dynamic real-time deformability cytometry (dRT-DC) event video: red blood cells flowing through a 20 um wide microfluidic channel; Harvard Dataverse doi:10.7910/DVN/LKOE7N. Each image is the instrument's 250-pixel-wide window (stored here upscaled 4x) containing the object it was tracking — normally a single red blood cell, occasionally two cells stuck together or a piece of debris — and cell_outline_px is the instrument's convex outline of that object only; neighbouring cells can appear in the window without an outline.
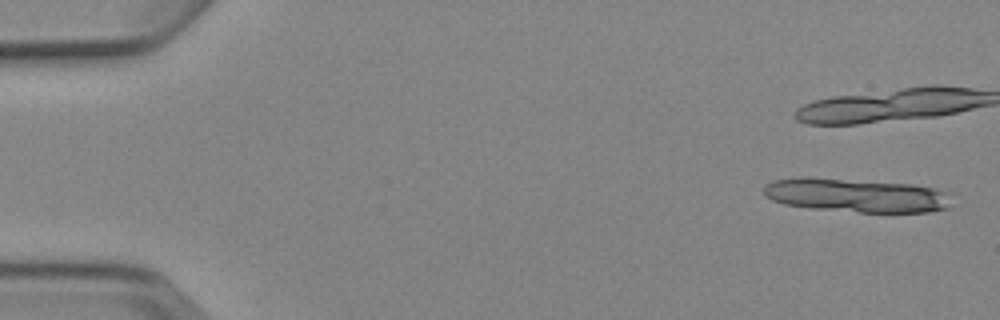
{"species": "Egyptian fruit bat (a non-hibernating species)", "species_latin": "Rousettus aegyptiacus", "temperature_condition": "cold", "stored_images_in_passage": 5, "camera_frame_rate_fps": 3000, "um_per_image_px": 0.085, "animal": {"sex": "female"}, "frame": {"image": 1, "passage_image": 1, "time_ms": 0.0, "image_size_px": [1000, 320], "cell_outline_px": [[948, 208], [928, 212], [860, 212], [812, 208], [784, 204], [772, 200], [764, 196], [764, 184], [772, 180], [804, 176], [808, 176], [912, 184], [936, 188], [944, 192]], "centroid_in_image_um": [72.66, 16.58], "position_along_channel_um": 12.3, "area_um2": 36.93}}
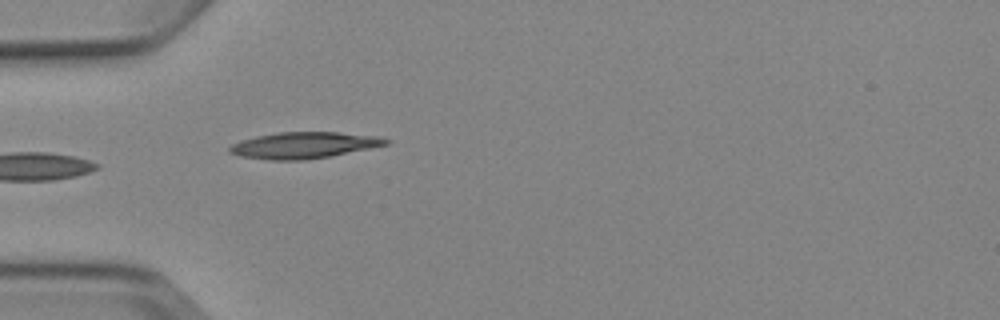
{"frame": {"image": 2, "passage_image": 5, "time_ms": 5.667, "image_size_px": [1000, 320], "cell_outline_px": [[392, 140], [388, 144], [328, 156], [304, 160], [268, 160], [240, 156], [228, 152], [228, 148], [232, 144], [240, 140], [256, 136], [280, 132], [336, 132], [380, 136]], "centroid_in_image_um": [25.8, 12.34], "position_along_channel_um": 59.2, "area_um2": 23.87}}